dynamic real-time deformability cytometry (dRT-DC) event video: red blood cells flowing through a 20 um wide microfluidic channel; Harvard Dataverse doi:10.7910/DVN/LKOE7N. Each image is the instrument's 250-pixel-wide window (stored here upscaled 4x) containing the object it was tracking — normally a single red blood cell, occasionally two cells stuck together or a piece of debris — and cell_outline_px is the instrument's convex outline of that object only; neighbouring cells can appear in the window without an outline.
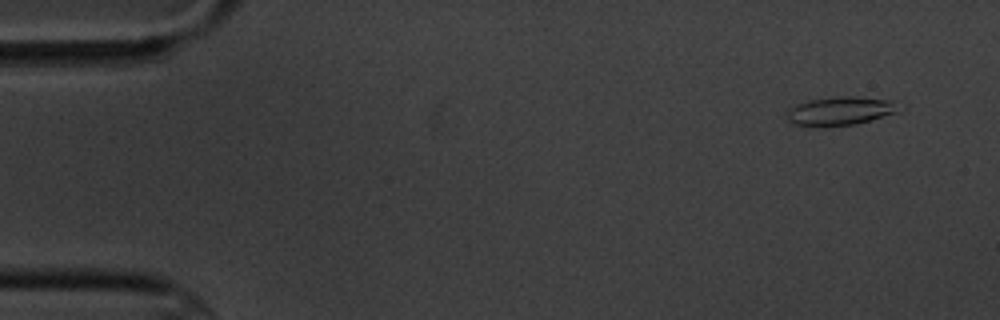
{"species": "common noctule bat (a hibernating species)", "species_latin": "Nyctalus noctula", "temperature_condition": "cold", "stored_images_in_passage": 8, "camera_frame_rate_fps": 3000, "um_per_image_px": 0.085, "animal": {"sex": "male", "body_mass_g": 20.1, "forearm_length_mm": 53.5}, "frame": {"image": 1, "passage_image": 2, "time_ms": 1.0, "image_size_px": [1000, 320], "cell_outline_px": [[896, 112], [856, 124], [824, 128], [816, 128], [796, 124], [788, 120], [784, 116], [784, 112], [796, 104], [808, 100], [836, 96], [856, 96], [892, 100]], "centroid_in_image_um": [71.27, 9.45], "position_along_channel_um": 13.7, "area_um2": 18.84}}
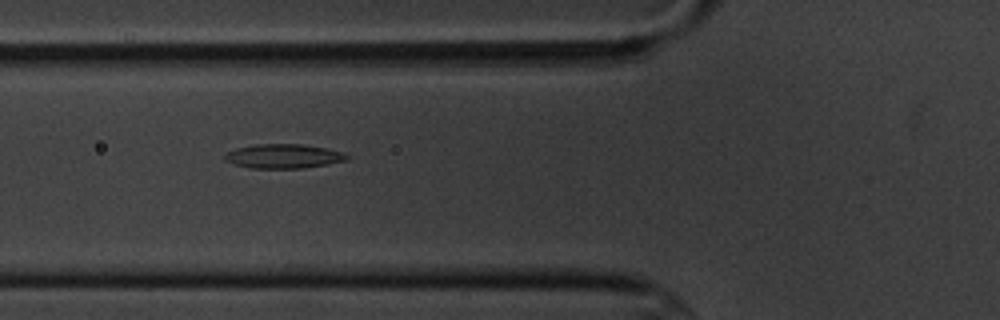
{"frame": {"image": 2, "passage_image": 7, "time_ms": 6.667, "image_size_px": [1000, 320], "cell_outline_px": [[352, 156], [348, 160], [328, 164], [304, 168], [248, 168], [232, 164], [224, 160], [224, 156], [228, 152], [236, 148], [256, 144], [304, 144], [328, 148], [344, 152]], "centroid_in_image_um": [24.14, 13.27], "position_along_channel_um": 101.7, "area_um2": 17.57}}
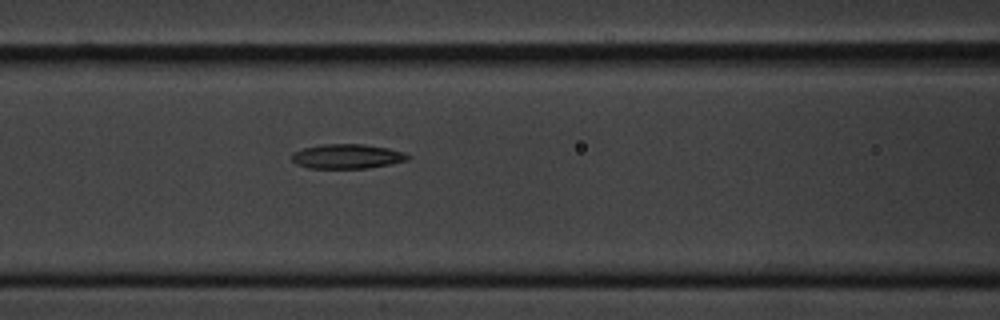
{"frame": {"image": 3, "passage_image": 8, "time_ms": 7.667, "image_size_px": [1000, 320], "cell_outline_px": [[412, 156], [408, 160], [368, 168], [308, 168], [296, 164], [292, 160], [292, 152], [304, 148], [320, 144], [364, 144], [388, 148], [404, 152]], "centroid_in_image_um": [29.5, 13.28], "position_along_channel_um": 137.1, "area_um2": 16.65}}